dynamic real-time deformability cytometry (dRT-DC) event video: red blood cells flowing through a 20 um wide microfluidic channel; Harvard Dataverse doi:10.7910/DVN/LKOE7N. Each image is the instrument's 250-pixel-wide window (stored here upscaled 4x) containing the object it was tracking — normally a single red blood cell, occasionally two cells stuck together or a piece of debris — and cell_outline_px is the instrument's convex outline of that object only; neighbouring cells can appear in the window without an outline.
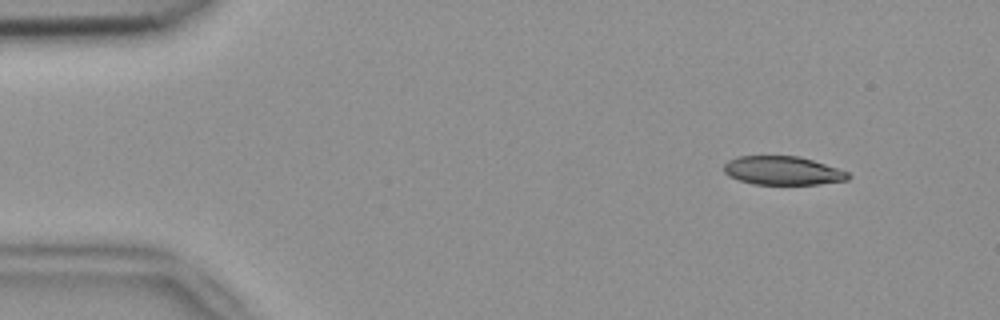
{"species": "common noctule bat (a hibernating species)", "species_latin": "Nyctalus noctula", "temperature_condition": "room temperature", "stored_images_in_passage": 52, "camera_frame_rate_fps": 3000, "um_per_image_px": 0.085, "animal": {"sex": "female", "body_mass_g": 18.4}, "frame": {"image": 1, "passage_image": 5, "time_ms": 1.333, "image_size_px": [1000, 320], "cell_outline_px": [[852, 176], [848, 180], [820, 184], [752, 184], [728, 176], [724, 172], [724, 164], [728, 160], [736, 156], [800, 156], [848, 172]], "centroid_in_image_um": [66.51, 14.5], "position_along_channel_um": 18.5, "area_um2": 20.75}}
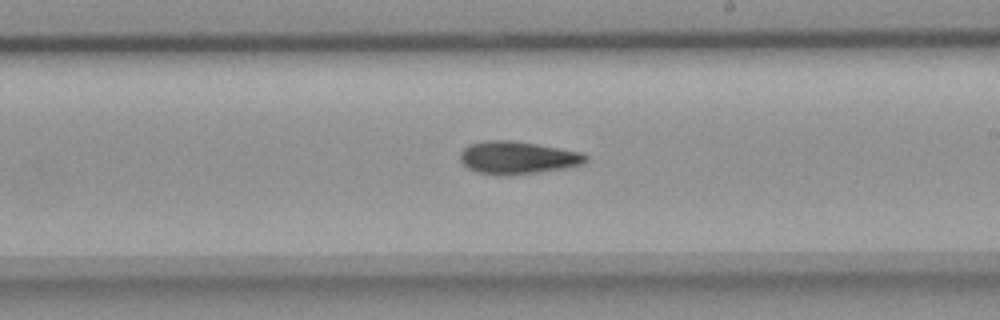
{"frame": {"image": 2, "passage_image": 30, "time_ms": 9.667, "image_size_px": [1000, 320], "cell_outline_px": [[588, 160], [584, 164], [568, 168], [540, 172], [476, 172], [468, 168], [460, 160], [460, 152], [468, 144], [484, 140], [508, 140], [536, 144], [580, 152], [588, 156]], "centroid_in_image_um": [44.03, 13.36], "position_along_channel_um": 245.0, "area_um2": 23.18}}
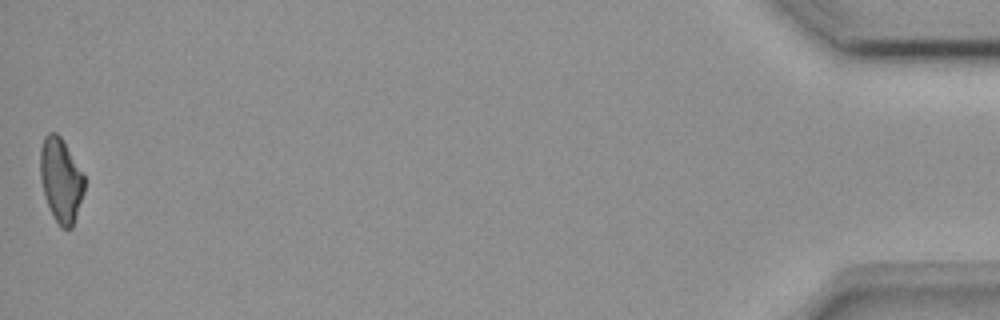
{"frame": {"image": 3, "passage_image": 52, "time_ms": 17.0, "image_size_px": [1000, 320], "cell_outline_px": [[84, 192], [72, 228], [60, 228], [52, 216], [44, 196], [40, 180], [40, 148], [44, 136], [48, 132], [56, 132], [60, 136], [84, 176]], "centroid_in_image_um": [5.14, 15.32], "position_along_channel_um": 430.1, "area_um2": 21.62}}